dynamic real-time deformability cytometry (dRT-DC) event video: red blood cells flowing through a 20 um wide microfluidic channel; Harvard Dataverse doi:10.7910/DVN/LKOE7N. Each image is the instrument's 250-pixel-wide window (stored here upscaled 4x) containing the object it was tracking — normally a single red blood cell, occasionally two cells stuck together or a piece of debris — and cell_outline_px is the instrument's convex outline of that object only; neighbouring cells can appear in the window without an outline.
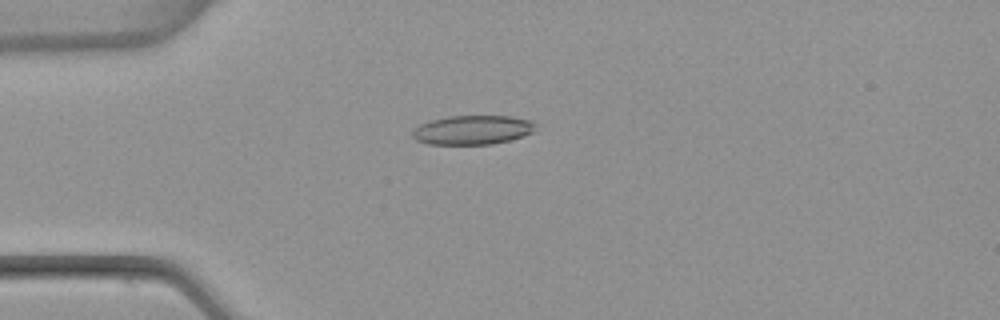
{"species": "common noctule bat (a hibernating species)", "species_latin": "Nyctalus noctula", "temperature_condition": "warm", "stored_images_in_passage": 53, "camera_frame_rate_fps": 3000, "um_per_image_px": 0.085, "animal": {"sex": "female", "body_mass_g": 22.7, "forearm_length_mm": 54.2}, "frame": {"image": 1, "passage_image": 14, "time_ms": 4.333, "image_size_px": [1000, 320], "cell_outline_px": [[536, 124], [532, 132], [524, 136], [512, 140], [492, 144], [428, 144], [416, 140], [412, 136], [412, 132], [420, 124], [432, 120], [448, 116], [512, 116], [532, 120]], "centroid_in_image_um": [40.2, 11.04], "position_along_channel_um": 44.8, "area_um2": 20.98}}
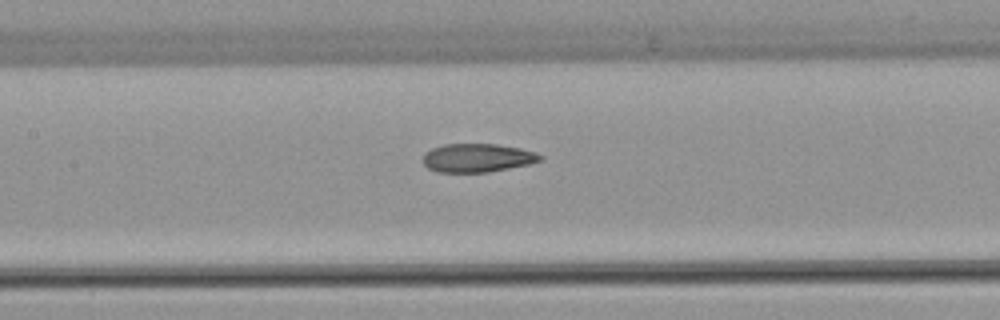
{"frame": {"image": 2, "passage_image": 25, "time_ms": 8.0, "image_size_px": [1000, 320], "cell_outline_px": [[544, 160], [528, 164], [488, 172], [436, 172], [428, 168], [424, 164], [424, 152], [432, 148], [444, 144], [496, 144], [520, 148], [536, 152], [544, 156]], "centroid_in_image_um": [40.59, 13.41], "position_along_channel_um": 166.8, "area_um2": 19.54}}
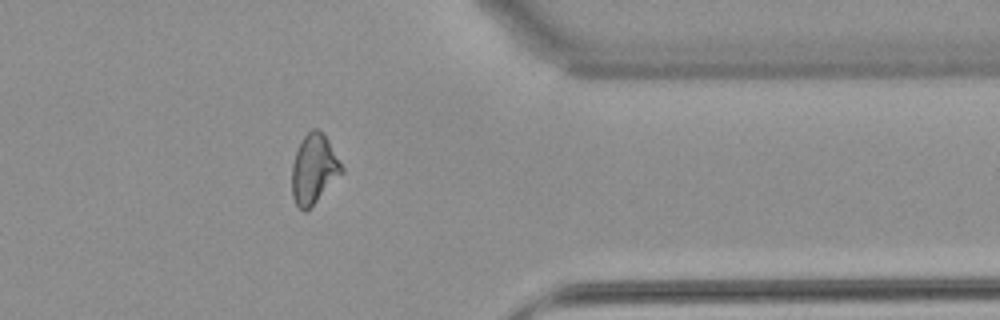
{"frame": {"image": 3, "passage_image": 43, "time_ms": 14.0, "image_size_px": [1000, 320], "cell_outline_px": [[344, 172], [304, 212], [296, 204], [292, 196], [292, 164], [296, 152], [304, 136], [312, 128], [316, 128], [324, 132], [344, 168]], "centroid_in_image_um": [26.69, 14.33], "position_along_channel_um": 384.7, "area_um2": 19.88}, "authors_computed_cell_mechanics": {"area_um2": 20.4612, "velocity_mm_per_s": 3.8646, "shape_relaxation_time_tau1_ms": null, "shape_relaxation_time_tau2_ms": 2.5211, "deformation_change_tau1": null, "deformation_change_tau2": 0.0964}}